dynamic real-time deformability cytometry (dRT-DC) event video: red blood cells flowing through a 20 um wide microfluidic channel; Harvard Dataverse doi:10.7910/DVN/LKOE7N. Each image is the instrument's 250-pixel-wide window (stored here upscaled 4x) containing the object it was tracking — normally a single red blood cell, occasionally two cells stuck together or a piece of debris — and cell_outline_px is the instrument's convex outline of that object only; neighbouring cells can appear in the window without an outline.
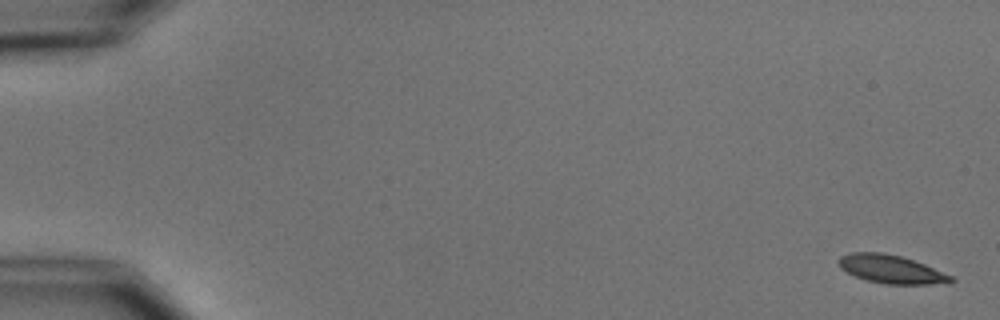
{"species": "common noctule bat (a hibernating species)", "species_latin": "Nyctalus noctula", "temperature_condition": "cold", "stored_images_in_passage": 7, "camera_frame_rate_fps": 3000, "um_per_image_px": 0.085, "animal": {"sex": "male", "body_mass_g": 15.6}, "frame": {"image": 1, "passage_image": 1, "time_ms": 0.0, "image_size_px": [1000, 320], "cell_outline_px": [[956, 280], [928, 284], [884, 284], [868, 280], [856, 276], [840, 268], [836, 260], [840, 256], [852, 252], [880, 252], [900, 256], [924, 264], [952, 276]], "centroid_in_image_um": [75.68, 22.87], "position_along_channel_um": 9.3, "area_um2": 18.21}}
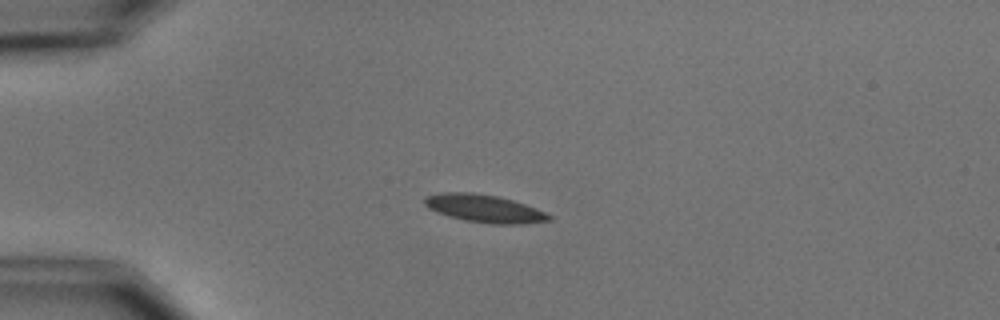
{"frame": {"image": 2, "passage_image": 5, "time_ms": 4.333, "image_size_px": [1000, 320], "cell_outline_px": [[552, 220], [520, 224], [488, 224], [464, 220], [448, 216], [436, 212], [428, 208], [424, 204], [424, 196], [440, 192], [472, 192], [496, 196], [512, 200], [536, 208], [552, 216]], "centroid_in_image_um": [41.12, 17.72], "position_along_channel_um": 43.9, "area_um2": 20.23}}